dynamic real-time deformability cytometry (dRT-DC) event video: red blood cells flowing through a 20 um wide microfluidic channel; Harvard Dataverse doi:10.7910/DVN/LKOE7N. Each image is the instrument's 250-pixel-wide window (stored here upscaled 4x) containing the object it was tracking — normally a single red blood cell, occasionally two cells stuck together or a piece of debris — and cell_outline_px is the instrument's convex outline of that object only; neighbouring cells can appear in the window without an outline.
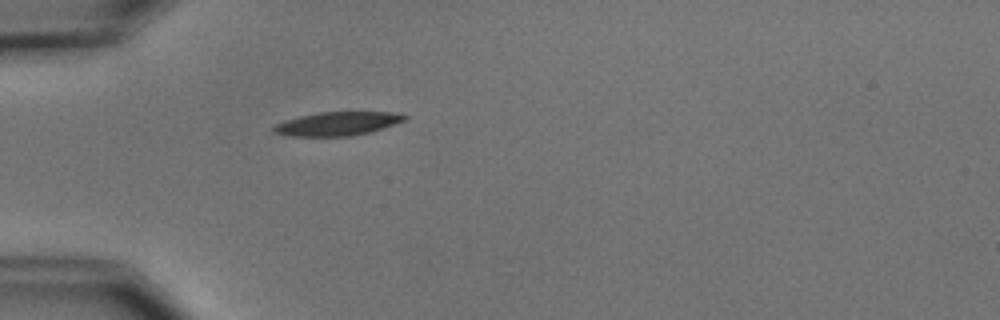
{"species": "common noctule bat (a hibernating species)", "species_latin": "Nyctalus noctula", "temperature_condition": "cold", "stored_images_in_passage": 1, "camera_frame_rate_fps": 3000, "um_per_image_px": 0.085, "animal": {"sex": "male", "body_mass_g": 15.6}, "frame": {"image": 1, "passage_image": 1, "time_ms": 0.0, "image_size_px": [1000, 320], "cell_outline_px": [[408, 116], [404, 120], [368, 132], [352, 136], [288, 136], [272, 132], [272, 128], [276, 124], [284, 120], [300, 116], [320, 112], [392, 112]], "centroid_in_image_um": [28.6, 10.51], "position_along_channel_um": 56.4, "area_um2": 17.8}}